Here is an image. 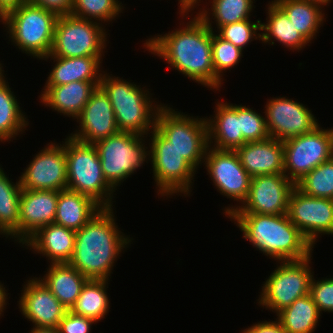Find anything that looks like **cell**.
I'll list each match as a JSON object with an SVG mask.
<instances>
[{
  "instance_id": "b9f144b4",
  "label": "cell",
  "mask_w": 333,
  "mask_h": 333,
  "mask_svg": "<svg viewBox=\"0 0 333 333\" xmlns=\"http://www.w3.org/2000/svg\"><path fill=\"white\" fill-rule=\"evenodd\" d=\"M31 4L50 10L59 15L70 14L73 9V0H30Z\"/></svg>"
},
{
  "instance_id": "d6a6232c",
  "label": "cell",
  "mask_w": 333,
  "mask_h": 333,
  "mask_svg": "<svg viewBox=\"0 0 333 333\" xmlns=\"http://www.w3.org/2000/svg\"><path fill=\"white\" fill-rule=\"evenodd\" d=\"M110 280L88 279L84 284L79 297L71 307L75 315L91 318L97 323L105 318L110 309L108 292Z\"/></svg>"
},
{
  "instance_id": "5b68a950",
  "label": "cell",
  "mask_w": 333,
  "mask_h": 333,
  "mask_svg": "<svg viewBox=\"0 0 333 333\" xmlns=\"http://www.w3.org/2000/svg\"><path fill=\"white\" fill-rule=\"evenodd\" d=\"M57 18L55 12L26 2L8 12L0 22L16 49L41 60L51 52Z\"/></svg>"
},
{
  "instance_id": "f35d334b",
  "label": "cell",
  "mask_w": 333,
  "mask_h": 333,
  "mask_svg": "<svg viewBox=\"0 0 333 333\" xmlns=\"http://www.w3.org/2000/svg\"><path fill=\"white\" fill-rule=\"evenodd\" d=\"M264 116L248 105L240 104V130L246 142L263 141L270 138Z\"/></svg>"
},
{
  "instance_id": "f907efd6",
  "label": "cell",
  "mask_w": 333,
  "mask_h": 333,
  "mask_svg": "<svg viewBox=\"0 0 333 333\" xmlns=\"http://www.w3.org/2000/svg\"><path fill=\"white\" fill-rule=\"evenodd\" d=\"M4 287V284L0 281V290Z\"/></svg>"
},
{
  "instance_id": "7402d4cb",
  "label": "cell",
  "mask_w": 333,
  "mask_h": 333,
  "mask_svg": "<svg viewBox=\"0 0 333 333\" xmlns=\"http://www.w3.org/2000/svg\"><path fill=\"white\" fill-rule=\"evenodd\" d=\"M214 116L206 117L208 145L220 150H236L246 143L240 130V105L217 101Z\"/></svg>"
},
{
  "instance_id": "8992f818",
  "label": "cell",
  "mask_w": 333,
  "mask_h": 333,
  "mask_svg": "<svg viewBox=\"0 0 333 333\" xmlns=\"http://www.w3.org/2000/svg\"><path fill=\"white\" fill-rule=\"evenodd\" d=\"M67 188L92 198L102 208H114L116 190L106 181L94 144L65 138ZM114 195V196H113Z\"/></svg>"
},
{
  "instance_id": "7bdbcfd3",
  "label": "cell",
  "mask_w": 333,
  "mask_h": 333,
  "mask_svg": "<svg viewBox=\"0 0 333 333\" xmlns=\"http://www.w3.org/2000/svg\"><path fill=\"white\" fill-rule=\"evenodd\" d=\"M242 331L241 333H287L277 318L275 321L270 319L269 321H258Z\"/></svg>"
},
{
  "instance_id": "74e56055",
  "label": "cell",
  "mask_w": 333,
  "mask_h": 333,
  "mask_svg": "<svg viewBox=\"0 0 333 333\" xmlns=\"http://www.w3.org/2000/svg\"><path fill=\"white\" fill-rule=\"evenodd\" d=\"M260 23L259 19L256 22L247 19L221 26L218 30L214 29L213 31L217 32L224 40L243 50L254 39L261 40Z\"/></svg>"
},
{
  "instance_id": "c3c4849f",
  "label": "cell",
  "mask_w": 333,
  "mask_h": 333,
  "mask_svg": "<svg viewBox=\"0 0 333 333\" xmlns=\"http://www.w3.org/2000/svg\"><path fill=\"white\" fill-rule=\"evenodd\" d=\"M196 0H178V7H190Z\"/></svg>"
},
{
  "instance_id": "7c38bea8",
  "label": "cell",
  "mask_w": 333,
  "mask_h": 333,
  "mask_svg": "<svg viewBox=\"0 0 333 333\" xmlns=\"http://www.w3.org/2000/svg\"><path fill=\"white\" fill-rule=\"evenodd\" d=\"M320 126L283 141L284 174L294 184L333 157V127L323 129Z\"/></svg>"
},
{
  "instance_id": "3957f363",
  "label": "cell",
  "mask_w": 333,
  "mask_h": 333,
  "mask_svg": "<svg viewBox=\"0 0 333 333\" xmlns=\"http://www.w3.org/2000/svg\"><path fill=\"white\" fill-rule=\"evenodd\" d=\"M227 218L255 249L276 262L302 260L313 253L314 247L290 221L288 214L231 213Z\"/></svg>"
},
{
  "instance_id": "30bf717a",
  "label": "cell",
  "mask_w": 333,
  "mask_h": 333,
  "mask_svg": "<svg viewBox=\"0 0 333 333\" xmlns=\"http://www.w3.org/2000/svg\"><path fill=\"white\" fill-rule=\"evenodd\" d=\"M312 255L302 260L277 261V267L261 286L259 307L277 314L296 299L309 294L313 269Z\"/></svg>"
},
{
  "instance_id": "e575fe53",
  "label": "cell",
  "mask_w": 333,
  "mask_h": 333,
  "mask_svg": "<svg viewBox=\"0 0 333 333\" xmlns=\"http://www.w3.org/2000/svg\"><path fill=\"white\" fill-rule=\"evenodd\" d=\"M124 8L120 0H73V9L70 14L107 26L108 22L109 25L110 22L118 19L119 15L121 16Z\"/></svg>"
},
{
  "instance_id": "5bb4252c",
  "label": "cell",
  "mask_w": 333,
  "mask_h": 333,
  "mask_svg": "<svg viewBox=\"0 0 333 333\" xmlns=\"http://www.w3.org/2000/svg\"><path fill=\"white\" fill-rule=\"evenodd\" d=\"M21 173L20 183L26 190H55L67 188L65 141L48 143Z\"/></svg>"
},
{
  "instance_id": "6da1fadb",
  "label": "cell",
  "mask_w": 333,
  "mask_h": 333,
  "mask_svg": "<svg viewBox=\"0 0 333 333\" xmlns=\"http://www.w3.org/2000/svg\"><path fill=\"white\" fill-rule=\"evenodd\" d=\"M182 19L179 28L168 33L157 34L144 41L143 48L162 58L179 73L191 81L210 90L220 91L222 82L216 75L212 63V30L197 14L192 18L190 7H179ZM188 15V16H187ZM186 23V24H185ZM182 26V27H181Z\"/></svg>"
},
{
  "instance_id": "52a82bcc",
  "label": "cell",
  "mask_w": 333,
  "mask_h": 333,
  "mask_svg": "<svg viewBox=\"0 0 333 333\" xmlns=\"http://www.w3.org/2000/svg\"><path fill=\"white\" fill-rule=\"evenodd\" d=\"M199 117L175 111L165 104L158 110L155 124V129L196 171L204 163L209 146L206 117Z\"/></svg>"
},
{
  "instance_id": "ee69618b",
  "label": "cell",
  "mask_w": 333,
  "mask_h": 333,
  "mask_svg": "<svg viewBox=\"0 0 333 333\" xmlns=\"http://www.w3.org/2000/svg\"><path fill=\"white\" fill-rule=\"evenodd\" d=\"M26 0H0V20L13 9L18 8L23 3H26Z\"/></svg>"
},
{
  "instance_id": "7a4b0ae2",
  "label": "cell",
  "mask_w": 333,
  "mask_h": 333,
  "mask_svg": "<svg viewBox=\"0 0 333 333\" xmlns=\"http://www.w3.org/2000/svg\"><path fill=\"white\" fill-rule=\"evenodd\" d=\"M114 214L113 208H102L76 231L68 264L88 279L110 280L117 258L133 241L119 230Z\"/></svg>"
},
{
  "instance_id": "1f68e13d",
  "label": "cell",
  "mask_w": 333,
  "mask_h": 333,
  "mask_svg": "<svg viewBox=\"0 0 333 333\" xmlns=\"http://www.w3.org/2000/svg\"><path fill=\"white\" fill-rule=\"evenodd\" d=\"M276 316L287 333H313L319 325L321 313L308 294L296 299Z\"/></svg>"
},
{
  "instance_id": "603a6c76",
  "label": "cell",
  "mask_w": 333,
  "mask_h": 333,
  "mask_svg": "<svg viewBox=\"0 0 333 333\" xmlns=\"http://www.w3.org/2000/svg\"><path fill=\"white\" fill-rule=\"evenodd\" d=\"M100 81H74L59 86H44L40 103L60 115L76 119Z\"/></svg>"
},
{
  "instance_id": "f6af8a7d",
  "label": "cell",
  "mask_w": 333,
  "mask_h": 333,
  "mask_svg": "<svg viewBox=\"0 0 333 333\" xmlns=\"http://www.w3.org/2000/svg\"><path fill=\"white\" fill-rule=\"evenodd\" d=\"M5 287H3L1 290H0V317L2 318L3 316V312L5 311V309H7V303L8 302V295L9 293H7L8 291L5 289Z\"/></svg>"
},
{
  "instance_id": "4fadbf2b",
  "label": "cell",
  "mask_w": 333,
  "mask_h": 333,
  "mask_svg": "<svg viewBox=\"0 0 333 333\" xmlns=\"http://www.w3.org/2000/svg\"><path fill=\"white\" fill-rule=\"evenodd\" d=\"M203 166L206 167L209 178L217 191L227 199L236 201L239 205L226 206L225 216L228 217L246 200L251 176L241 165L238 154L235 150H220L208 146Z\"/></svg>"
},
{
  "instance_id": "8fae6325",
  "label": "cell",
  "mask_w": 333,
  "mask_h": 333,
  "mask_svg": "<svg viewBox=\"0 0 333 333\" xmlns=\"http://www.w3.org/2000/svg\"><path fill=\"white\" fill-rule=\"evenodd\" d=\"M106 26L71 14L59 15L50 52L55 57L105 56L109 43ZM107 33V34H106ZM108 41V42H107Z\"/></svg>"
},
{
  "instance_id": "681fc988",
  "label": "cell",
  "mask_w": 333,
  "mask_h": 333,
  "mask_svg": "<svg viewBox=\"0 0 333 333\" xmlns=\"http://www.w3.org/2000/svg\"><path fill=\"white\" fill-rule=\"evenodd\" d=\"M4 64L0 62V84L4 83L7 81L5 71L3 70ZM5 75V76H4Z\"/></svg>"
},
{
  "instance_id": "83f0119b",
  "label": "cell",
  "mask_w": 333,
  "mask_h": 333,
  "mask_svg": "<svg viewBox=\"0 0 333 333\" xmlns=\"http://www.w3.org/2000/svg\"><path fill=\"white\" fill-rule=\"evenodd\" d=\"M101 209L89 196L66 188L59 191L54 223L76 232Z\"/></svg>"
},
{
  "instance_id": "f546056e",
  "label": "cell",
  "mask_w": 333,
  "mask_h": 333,
  "mask_svg": "<svg viewBox=\"0 0 333 333\" xmlns=\"http://www.w3.org/2000/svg\"><path fill=\"white\" fill-rule=\"evenodd\" d=\"M20 178L14 183L0 164V235L19 243Z\"/></svg>"
},
{
  "instance_id": "9c48e42d",
  "label": "cell",
  "mask_w": 333,
  "mask_h": 333,
  "mask_svg": "<svg viewBox=\"0 0 333 333\" xmlns=\"http://www.w3.org/2000/svg\"><path fill=\"white\" fill-rule=\"evenodd\" d=\"M146 139L147 136L119 131L94 143L103 175L115 190L145 162L148 163L149 145Z\"/></svg>"
},
{
  "instance_id": "60d3db41",
  "label": "cell",
  "mask_w": 333,
  "mask_h": 333,
  "mask_svg": "<svg viewBox=\"0 0 333 333\" xmlns=\"http://www.w3.org/2000/svg\"><path fill=\"white\" fill-rule=\"evenodd\" d=\"M97 322L91 318L75 315L67 311L59 323V333H90L93 324Z\"/></svg>"
},
{
  "instance_id": "bcb514c9",
  "label": "cell",
  "mask_w": 333,
  "mask_h": 333,
  "mask_svg": "<svg viewBox=\"0 0 333 333\" xmlns=\"http://www.w3.org/2000/svg\"><path fill=\"white\" fill-rule=\"evenodd\" d=\"M29 333H59L58 328H31Z\"/></svg>"
},
{
  "instance_id": "ab89813d",
  "label": "cell",
  "mask_w": 333,
  "mask_h": 333,
  "mask_svg": "<svg viewBox=\"0 0 333 333\" xmlns=\"http://www.w3.org/2000/svg\"><path fill=\"white\" fill-rule=\"evenodd\" d=\"M319 312L333 313V276L316 280L314 275L310 283V291Z\"/></svg>"
},
{
  "instance_id": "7dc6e473",
  "label": "cell",
  "mask_w": 333,
  "mask_h": 333,
  "mask_svg": "<svg viewBox=\"0 0 333 333\" xmlns=\"http://www.w3.org/2000/svg\"><path fill=\"white\" fill-rule=\"evenodd\" d=\"M312 4L320 6L322 9L326 6H329L330 3L333 2V0H305Z\"/></svg>"
},
{
  "instance_id": "4316f807",
  "label": "cell",
  "mask_w": 333,
  "mask_h": 333,
  "mask_svg": "<svg viewBox=\"0 0 333 333\" xmlns=\"http://www.w3.org/2000/svg\"><path fill=\"white\" fill-rule=\"evenodd\" d=\"M48 266L46 274L39 279L70 310L88 278L68 263H50Z\"/></svg>"
},
{
  "instance_id": "d6986e66",
  "label": "cell",
  "mask_w": 333,
  "mask_h": 333,
  "mask_svg": "<svg viewBox=\"0 0 333 333\" xmlns=\"http://www.w3.org/2000/svg\"><path fill=\"white\" fill-rule=\"evenodd\" d=\"M78 129L69 136L83 142L94 144L119 132L114 110L104 90L97 86L91 93L90 99L75 119Z\"/></svg>"
},
{
  "instance_id": "484cf974",
  "label": "cell",
  "mask_w": 333,
  "mask_h": 333,
  "mask_svg": "<svg viewBox=\"0 0 333 333\" xmlns=\"http://www.w3.org/2000/svg\"><path fill=\"white\" fill-rule=\"evenodd\" d=\"M266 12V22L260 23L262 44L274 46L276 41L284 48H289L294 52L301 51L310 46L305 37L290 22L287 15L273 2L269 1Z\"/></svg>"
},
{
  "instance_id": "f1b7e54d",
  "label": "cell",
  "mask_w": 333,
  "mask_h": 333,
  "mask_svg": "<svg viewBox=\"0 0 333 333\" xmlns=\"http://www.w3.org/2000/svg\"><path fill=\"white\" fill-rule=\"evenodd\" d=\"M209 3L211 5L210 8L209 6L208 8L206 6L202 7L203 9L199 8L200 11L198 10L196 14L201 17L212 31L216 27L218 30L221 26L250 19L251 13L255 9L253 4L255 0H209ZM200 4L201 0H196L190 8L195 10ZM212 23H215L216 27Z\"/></svg>"
},
{
  "instance_id": "8d00e7d4",
  "label": "cell",
  "mask_w": 333,
  "mask_h": 333,
  "mask_svg": "<svg viewBox=\"0 0 333 333\" xmlns=\"http://www.w3.org/2000/svg\"><path fill=\"white\" fill-rule=\"evenodd\" d=\"M243 51L212 31V63L215 75L222 82L224 81L223 75L226 70L234 68L242 60Z\"/></svg>"
},
{
  "instance_id": "44dd1931",
  "label": "cell",
  "mask_w": 333,
  "mask_h": 333,
  "mask_svg": "<svg viewBox=\"0 0 333 333\" xmlns=\"http://www.w3.org/2000/svg\"><path fill=\"white\" fill-rule=\"evenodd\" d=\"M235 152L251 177L284 174L283 142L274 138L246 142Z\"/></svg>"
},
{
  "instance_id": "d4e9b609",
  "label": "cell",
  "mask_w": 333,
  "mask_h": 333,
  "mask_svg": "<svg viewBox=\"0 0 333 333\" xmlns=\"http://www.w3.org/2000/svg\"><path fill=\"white\" fill-rule=\"evenodd\" d=\"M53 60L52 67L44 86H59L74 81H101L103 73L102 56L55 57L50 54L41 60Z\"/></svg>"
},
{
  "instance_id": "d590c367",
  "label": "cell",
  "mask_w": 333,
  "mask_h": 333,
  "mask_svg": "<svg viewBox=\"0 0 333 333\" xmlns=\"http://www.w3.org/2000/svg\"><path fill=\"white\" fill-rule=\"evenodd\" d=\"M295 187L310 197L333 199V157L307 173Z\"/></svg>"
},
{
  "instance_id": "836d02e7",
  "label": "cell",
  "mask_w": 333,
  "mask_h": 333,
  "mask_svg": "<svg viewBox=\"0 0 333 333\" xmlns=\"http://www.w3.org/2000/svg\"><path fill=\"white\" fill-rule=\"evenodd\" d=\"M11 89L8 80L0 84V142L3 143L15 140L29 125V119Z\"/></svg>"
},
{
  "instance_id": "cb8c5ba5",
  "label": "cell",
  "mask_w": 333,
  "mask_h": 333,
  "mask_svg": "<svg viewBox=\"0 0 333 333\" xmlns=\"http://www.w3.org/2000/svg\"><path fill=\"white\" fill-rule=\"evenodd\" d=\"M76 232L64 226L51 223L40 228L24 244L23 248L36 255L46 256L50 263H68L72 257ZM25 245V246H24Z\"/></svg>"
},
{
  "instance_id": "e0dca14e",
  "label": "cell",
  "mask_w": 333,
  "mask_h": 333,
  "mask_svg": "<svg viewBox=\"0 0 333 333\" xmlns=\"http://www.w3.org/2000/svg\"><path fill=\"white\" fill-rule=\"evenodd\" d=\"M295 184L285 174L251 177L246 200L232 213L287 214L289 197Z\"/></svg>"
},
{
  "instance_id": "ac0fdd59",
  "label": "cell",
  "mask_w": 333,
  "mask_h": 333,
  "mask_svg": "<svg viewBox=\"0 0 333 333\" xmlns=\"http://www.w3.org/2000/svg\"><path fill=\"white\" fill-rule=\"evenodd\" d=\"M24 283L17 301L21 314L33 323V327L58 328L68 310L38 277Z\"/></svg>"
},
{
  "instance_id": "9a60e30c",
  "label": "cell",
  "mask_w": 333,
  "mask_h": 333,
  "mask_svg": "<svg viewBox=\"0 0 333 333\" xmlns=\"http://www.w3.org/2000/svg\"><path fill=\"white\" fill-rule=\"evenodd\" d=\"M267 100L263 113L271 138L283 142L307 134L320 125L312 111L293 98L278 96Z\"/></svg>"
},
{
  "instance_id": "2e32d148",
  "label": "cell",
  "mask_w": 333,
  "mask_h": 333,
  "mask_svg": "<svg viewBox=\"0 0 333 333\" xmlns=\"http://www.w3.org/2000/svg\"><path fill=\"white\" fill-rule=\"evenodd\" d=\"M287 214L313 247L319 236L333 235V199L310 197L295 187L289 197Z\"/></svg>"
},
{
  "instance_id": "ba28073f",
  "label": "cell",
  "mask_w": 333,
  "mask_h": 333,
  "mask_svg": "<svg viewBox=\"0 0 333 333\" xmlns=\"http://www.w3.org/2000/svg\"><path fill=\"white\" fill-rule=\"evenodd\" d=\"M148 135L149 161L157 195L162 198L191 195L197 171L155 128Z\"/></svg>"
},
{
  "instance_id": "ffe728a7",
  "label": "cell",
  "mask_w": 333,
  "mask_h": 333,
  "mask_svg": "<svg viewBox=\"0 0 333 333\" xmlns=\"http://www.w3.org/2000/svg\"><path fill=\"white\" fill-rule=\"evenodd\" d=\"M59 191L22 189L19 201V245L40 228L54 223Z\"/></svg>"
},
{
  "instance_id": "277c9868",
  "label": "cell",
  "mask_w": 333,
  "mask_h": 333,
  "mask_svg": "<svg viewBox=\"0 0 333 333\" xmlns=\"http://www.w3.org/2000/svg\"><path fill=\"white\" fill-rule=\"evenodd\" d=\"M99 86L112 104L119 131L148 137L155 128L158 110L164 105L151 98V89L104 70Z\"/></svg>"
},
{
  "instance_id": "4dcf8cb0",
  "label": "cell",
  "mask_w": 333,
  "mask_h": 333,
  "mask_svg": "<svg viewBox=\"0 0 333 333\" xmlns=\"http://www.w3.org/2000/svg\"><path fill=\"white\" fill-rule=\"evenodd\" d=\"M289 18L296 29L312 43L326 22L325 13L320 6L305 0H272Z\"/></svg>"
}]
</instances>
